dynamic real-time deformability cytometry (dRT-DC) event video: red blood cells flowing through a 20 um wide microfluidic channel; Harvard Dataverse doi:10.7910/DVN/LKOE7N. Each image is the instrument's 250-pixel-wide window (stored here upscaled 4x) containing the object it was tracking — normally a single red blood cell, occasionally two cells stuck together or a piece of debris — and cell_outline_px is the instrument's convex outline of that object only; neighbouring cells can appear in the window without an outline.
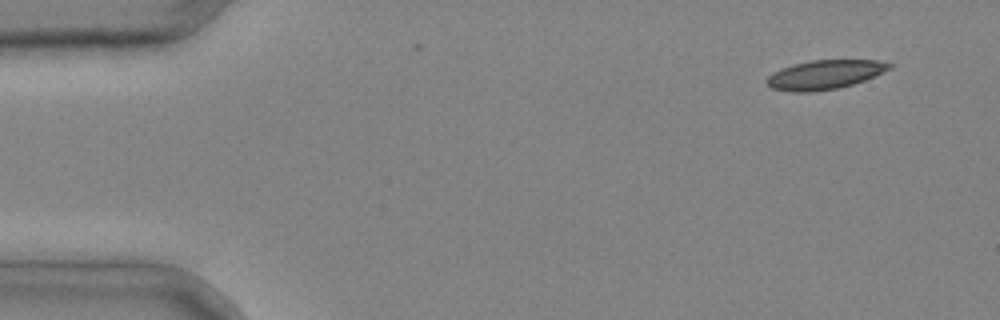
{"species": "common noctule bat (a hibernating species)", "species_latin": "Nyctalus noctula", "temperature_condition": "cold", "stored_images_in_passage": 4, "camera_frame_rate_fps": 3000, "um_per_image_px": 0.085, "animal": {"sex": "male", "body_mass_g": 20.4}, "frame": {"image": 1, "passage_image": 1, "time_ms": 0.0, "image_size_px": [1000, 320], "cell_outline_px": [[892, 68], [864, 80], [840, 88], [812, 92], [792, 92], [772, 88], [764, 80], [772, 72], [780, 68], [812, 60], [880, 60], [892, 64]], "centroid_in_image_um": [70.08, 6.35], "position_along_channel_um": 14.9, "area_um2": 20.81}}